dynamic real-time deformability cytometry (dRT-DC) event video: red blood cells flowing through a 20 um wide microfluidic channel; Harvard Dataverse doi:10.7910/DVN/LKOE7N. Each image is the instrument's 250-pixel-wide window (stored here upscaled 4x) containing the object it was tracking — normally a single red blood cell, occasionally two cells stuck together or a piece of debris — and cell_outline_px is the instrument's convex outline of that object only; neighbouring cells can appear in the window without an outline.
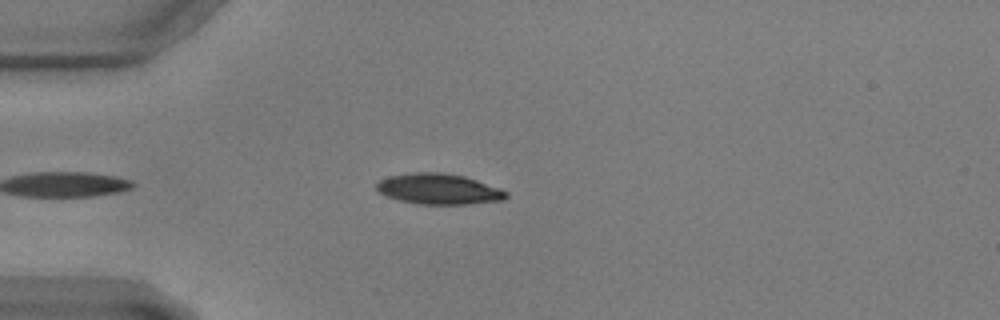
{"species": "common noctule bat (a hibernating species)", "species_latin": "Nyctalus noctula", "temperature_condition": "warm", "stored_images_in_passage": 28, "camera_frame_rate_fps": 3000, "um_per_image_px": 0.085, "animal": {"sex": "male", "body_mass_g": 17.9, "forearm_length_mm": 54.2}, "frame": {"image": 1, "passage_image": 2, "time_ms": 0.333, "image_size_px": [1000, 320], "cell_outline_px": [[508, 196], [504, 200], [464, 204], [420, 204], [400, 200], [388, 196], [380, 192], [376, 188], [376, 184], [380, 180], [388, 176], [412, 172], [444, 172], [464, 176], [500, 188], [508, 192]], "centroid_in_image_um": [37.31, 16.05], "position_along_channel_um": 47.7, "area_um2": 23.06}}
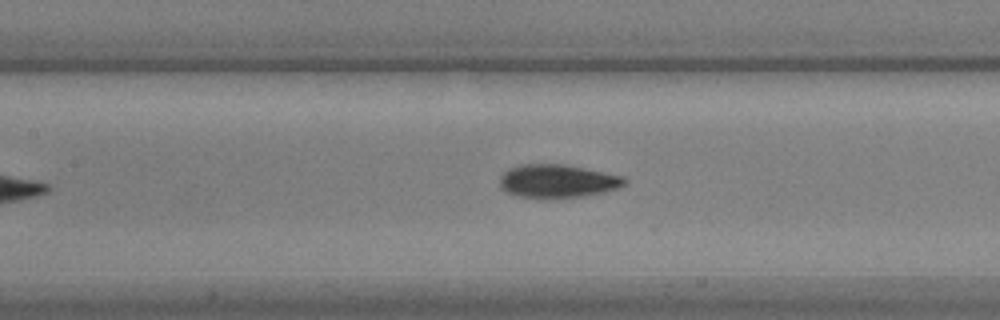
{"frame": {"image": 2, "passage_image": 13, "time_ms": 4.0, "image_size_px": [1000, 320], "cell_outline_px": [[628, 180], [620, 188], [604, 192], [580, 196], [544, 200], [516, 196], [500, 188], [500, 176], [508, 168], [520, 164], [564, 164], [624, 176]], "centroid_in_image_um": [47.36, 15.41], "position_along_channel_um": 160.0, "area_um2": 24.68}}
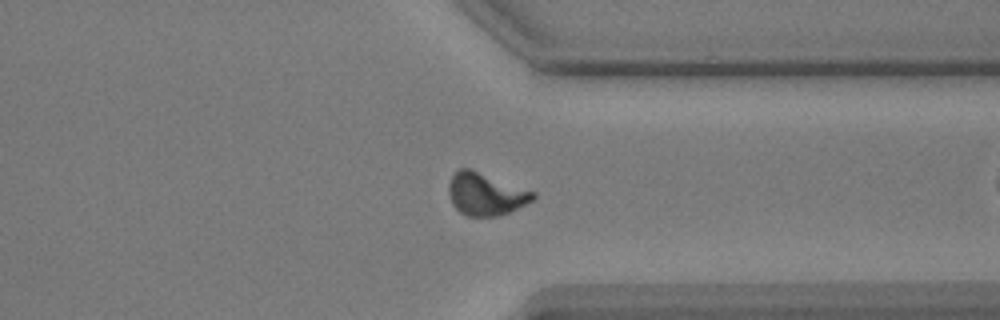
{"frame": {"image": 3, "passage_image": 27, "time_ms": 8.667, "image_size_px": [1000, 320], "cell_outline_px": [[536, 196], [532, 200], [508, 212], [496, 216], [468, 216], [460, 212], [452, 204], [448, 192], [448, 184], [452, 176], [460, 168], [472, 168], [536, 192]], "centroid_in_image_um": [41.26, 16.47], "position_along_channel_um": 370.1, "area_um2": 20.87}}